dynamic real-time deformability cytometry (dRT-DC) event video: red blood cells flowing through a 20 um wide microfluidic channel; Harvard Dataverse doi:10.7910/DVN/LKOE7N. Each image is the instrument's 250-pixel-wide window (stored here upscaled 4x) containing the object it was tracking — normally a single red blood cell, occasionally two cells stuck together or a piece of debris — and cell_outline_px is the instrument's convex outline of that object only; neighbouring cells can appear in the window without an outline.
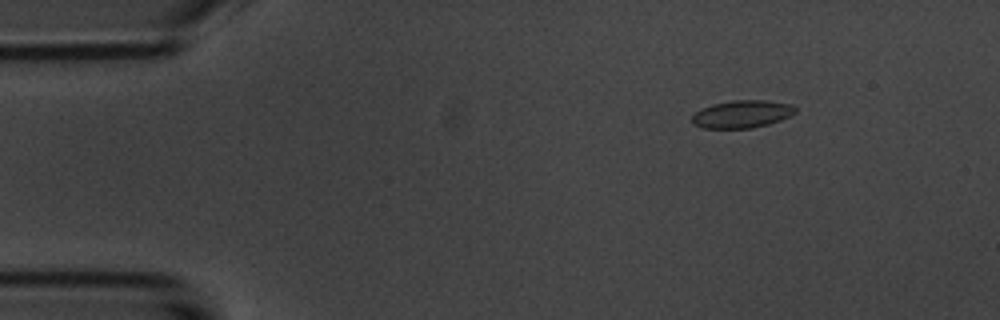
{"species": "common noctule bat (a hibernating species)", "species_latin": "Nyctalus noctula", "temperature_condition": "room temperature", "stored_images_in_passage": 48, "camera_frame_rate_fps": 3000, "um_per_image_px": 0.085, "animal": {"sex": "male", "body_mass_g": 20.1, "forearm_length_mm": 53.5}, "frame": {"image": 1, "passage_image": 1, "time_ms": 0.0, "image_size_px": [1000, 320], "cell_outline_px": [[796, 112], [780, 120], [768, 124], [752, 128], [704, 128], [692, 124], [692, 116], [696, 112], [712, 104], [732, 100], [764, 100], [792, 104], [796, 108]], "centroid_in_image_um": [63.07, 9.69], "position_along_channel_um": 21.9, "area_um2": 16.53}}
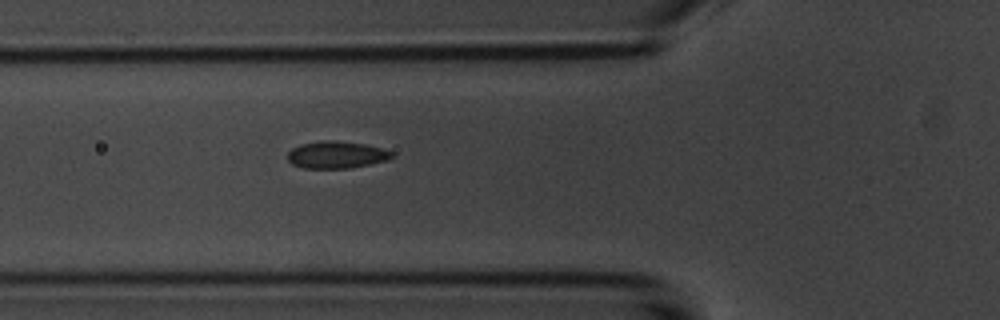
{"frame": {"image": 2, "passage_image": 13, "time_ms": 4.0, "image_size_px": [1000, 320], "cell_outline_px": [[392, 156], [388, 160], [352, 168], [304, 168], [292, 164], [288, 160], [288, 152], [292, 148], [300, 144], [324, 140], [336, 140], [364, 144], [380, 148], [392, 152]], "centroid_in_image_um": [28.57, 13.16], "position_along_channel_um": 97.2, "area_um2": 16.42}}
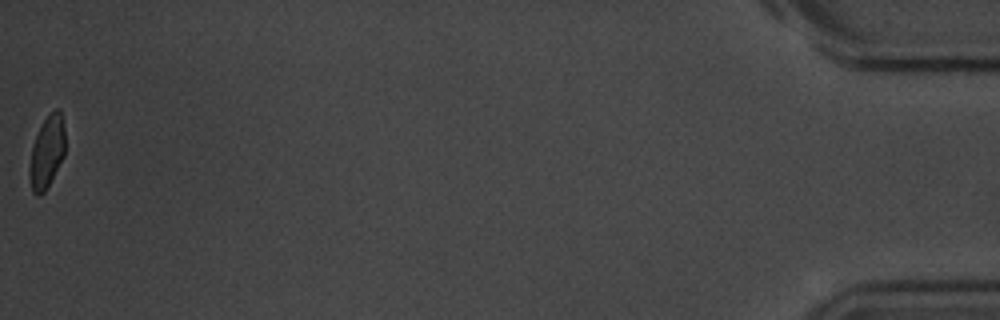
{"frame": {"image": 3, "passage_image": 48, "time_ms": 15.667, "image_size_px": [1000, 320], "cell_outline_px": [[64, 156], [44, 192], [40, 196], [36, 196], [32, 192], [28, 172], [28, 168], [32, 148], [36, 136], [44, 120], [56, 108], [60, 108], [64, 128]], "centroid_in_image_um": [3.97, 12.96], "position_along_channel_um": 431.2, "area_um2": 14.8}, "authors_computed_cell_mechanics": {"area_um2": 16.2996, "velocity_mm_per_s": 3.7129, "shape_relaxation_time_tau1_ms": 6.6481, "shape_relaxation_time_tau2_ms": 1.4471, "deformation_change_tau1": 0.1201, "deformation_change_tau2": 0.0718}}